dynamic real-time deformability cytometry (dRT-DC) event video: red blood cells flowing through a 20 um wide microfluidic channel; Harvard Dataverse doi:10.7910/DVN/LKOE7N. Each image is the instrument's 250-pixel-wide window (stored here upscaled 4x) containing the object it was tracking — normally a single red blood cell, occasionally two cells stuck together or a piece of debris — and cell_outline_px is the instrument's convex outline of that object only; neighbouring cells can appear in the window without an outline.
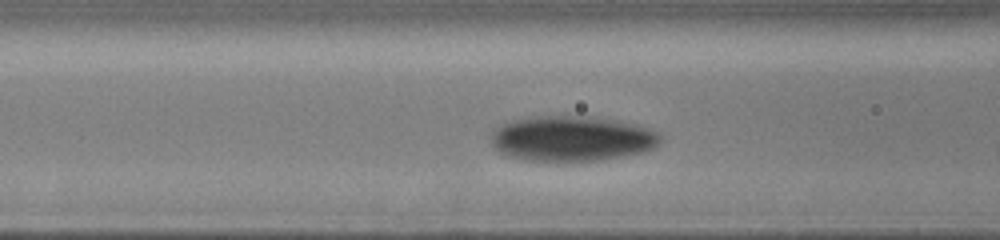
{"species": "human", "species_latin": "Homo sapiens", "temperature_condition": "cold", "stored_images_in_passage": 28, "camera_frame_rate_fps": 3000, "um_per_image_px": 0.085, "donor": {"sex": "male"}, "frame": {"image": 1, "passage_image": 4, "time_ms": 1.0, "image_size_px": [1000, 240], "cell_outline_px": [[660, 144], [644, 152], [604, 160], [520, 160], [504, 156], [492, 144], [492, 132], [500, 124], [512, 120], [532, 116], [596, 116], [620, 120], [636, 124], [660, 132]], "centroid_in_image_um": [48.62, 11.76], "position_along_channel_um": 118.0, "area_um2": 45.14}}
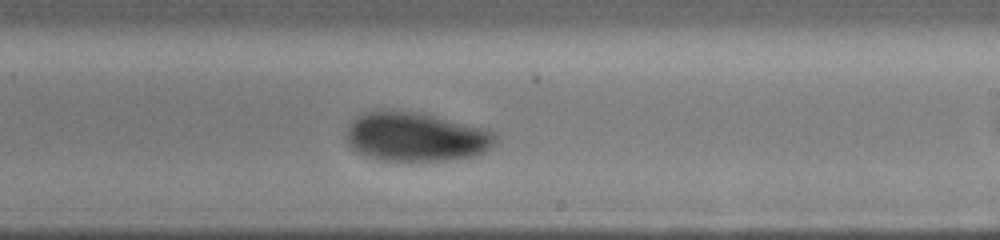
{"frame": {"image": 2, "passage_image": 14, "time_ms": 4.0, "image_size_px": [1000, 240], "cell_outline_px": [[496, 144], [484, 152], [476, 156], [452, 160], [412, 164], [408, 164], [380, 160], [364, 156], [356, 152], [348, 144], [344, 136], [348, 124], [356, 116], [364, 112], [380, 108], [384, 108], [424, 112], [488, 128], [496, 136]], "centroid_in_image_um": [35.32, 11.64], "position_along_channel_um": 253.7, "area_um2": 45.2}}
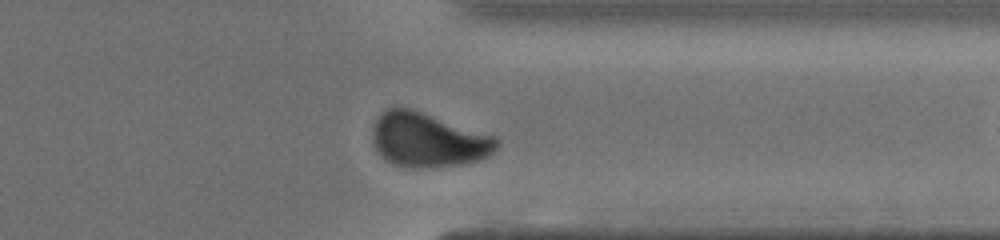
{"frame": {"image": 3, "passage_image": 23, "time_ms": 6.667, "image_size_px": [1000, 240], "cell_outline_px": [[500, 144], [488, 156], [480, 160], [464, 164], [420, 168], [412, 168], [396, 164], [384, 160], [376, 148], [372, 136], [372, 128], [376, 120], [388, 108], [412, 108], [496, 136], [500, 140]], "centroid_in_image_um": [36.42, 11.9], "position_along_channel_um": 375.0, "area_um2": 39.36}}